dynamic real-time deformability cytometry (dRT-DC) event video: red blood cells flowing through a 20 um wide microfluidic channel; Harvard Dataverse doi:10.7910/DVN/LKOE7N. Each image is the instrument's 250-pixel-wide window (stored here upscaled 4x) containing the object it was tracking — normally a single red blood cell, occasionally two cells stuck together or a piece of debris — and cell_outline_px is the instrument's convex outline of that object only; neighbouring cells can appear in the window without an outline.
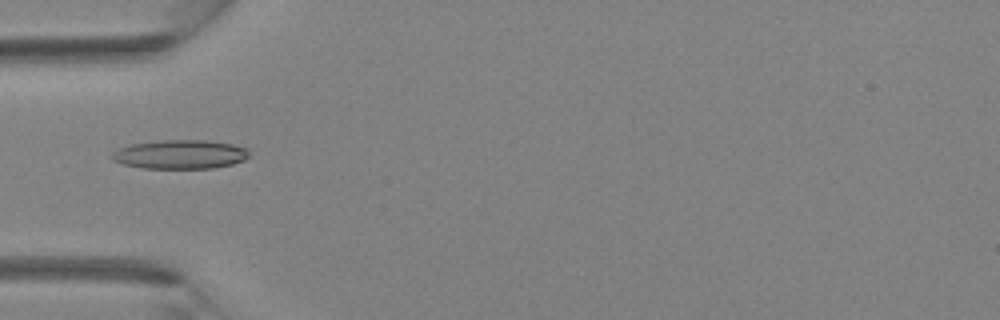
{"species": "Egyptian fruit bat (a non-hibernating species)", "species_latin": "Rousettus aegyptiacus", "temperature_condition": "room temperature", "stored_images_in_passage": 40, "camera_frame_rate_fps": 3000, "um_per_image_px": 0.085, "animal": {"sex": "female"}, "frame": {"image": 1, "passage_image": 13, "time_ms": 4.0, "image_size_px": [1000, 320], "cell_outline_px": [[248, 156], [244, 160], [232, 164], [212, 168], [140, 168], [124, 164], [112, 160], [108, 156], [112, 152], [128, 144], [164, 140], [204, 140], [232, 144], [248, 148]], "centroid_in_image_um": [15.27, 13.12], "position_along_channel_um": 69.7, "area_um2": 23.24}}
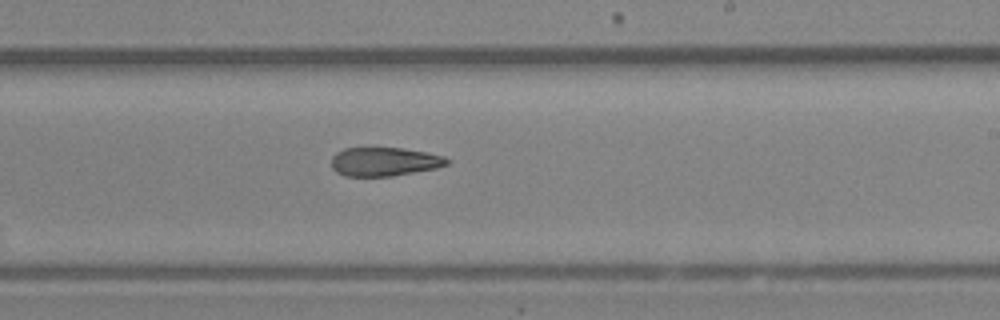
{"frame": {"image": 2, "passage_image": 24, "time_ms": 7.667, "image_size_px": [1000, 320], "cell_outline_px": [[452, 160], [448, 164], [436, 168], [392, 176], [344, 176], [336, 172], [332, 168], [332, 156], [336, 152], [344, 148], [404, 148], [444, 156]], "centroid_in_image_um": [32.67, 13.74], "position_along_channel_um": 256.3, "area_um2": 19.42}}
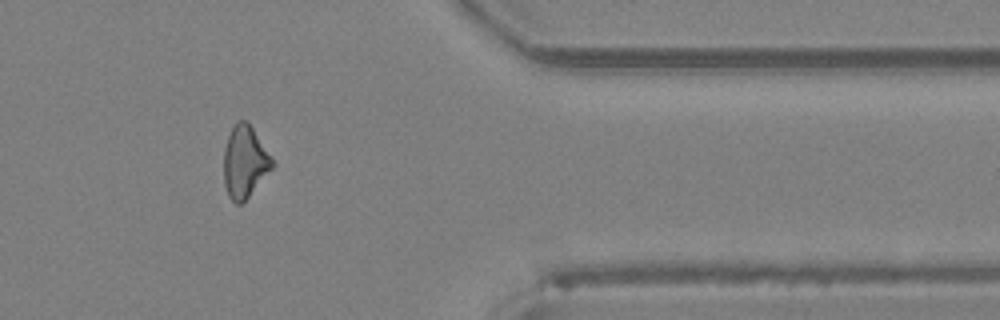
{"frame": {"image": 3, "passage_image": 33, "time_ms": 10.667, "image_size_px": [1000, 320], "cell_outline_px": [[276, 164], [248, 196], [240, 204], [236, 204], [228, 196], [224, 184], [224, 148], [228, 136], [232, 128], [240, 120], [244, 120], [252, 128], [272, 156]], "centroid_in_image_um": [20.81, 13.77], "position_along_channel_um": 390.6, "area_um2": 20.06}}